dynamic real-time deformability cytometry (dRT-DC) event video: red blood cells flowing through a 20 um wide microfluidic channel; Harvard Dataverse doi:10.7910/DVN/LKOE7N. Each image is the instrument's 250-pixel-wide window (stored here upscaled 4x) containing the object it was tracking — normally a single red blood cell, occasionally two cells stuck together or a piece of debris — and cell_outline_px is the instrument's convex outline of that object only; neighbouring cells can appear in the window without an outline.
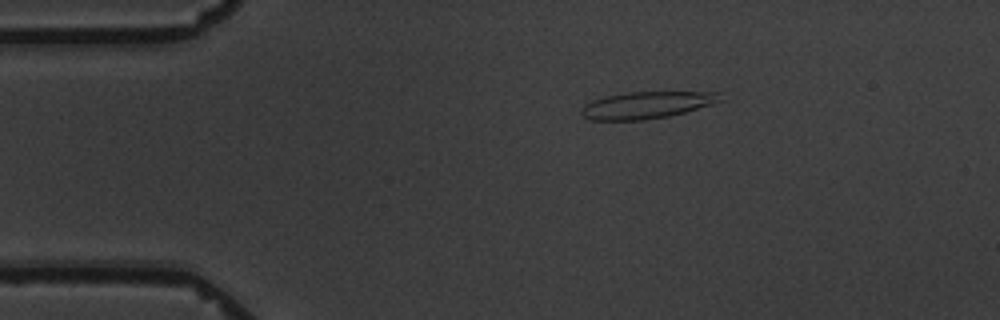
{"species": "common noctule bat (a hibernating species)", "species_latin": "Nyctalus noctula", "temperature_condition": "warm", "stored_images_in_passage": 7, "camera_frame_rate_fps": 3000, "um_per_image_px": 0.085, "animal": {"sex": "male", "body_mass_g": 19.5, "forearm_length_mm": 54.6}, "frame": {"image": 1, "passage_image": 2, "time_ms": 1.333, "image_size_px": [1000, 320], "cell_outline_px": [[724, 100], [712, 104], [684, 112], [668, 116], [644, 120], [592, 120], [584, 116], [580, 112], [584, 104], [592, 100], [604, 96], [628, 92], [720, 92]], "centroid_in_image_um": [54.97, 8.92], "position_along_channel_um": 30.0, "area_um2": 21.79}}
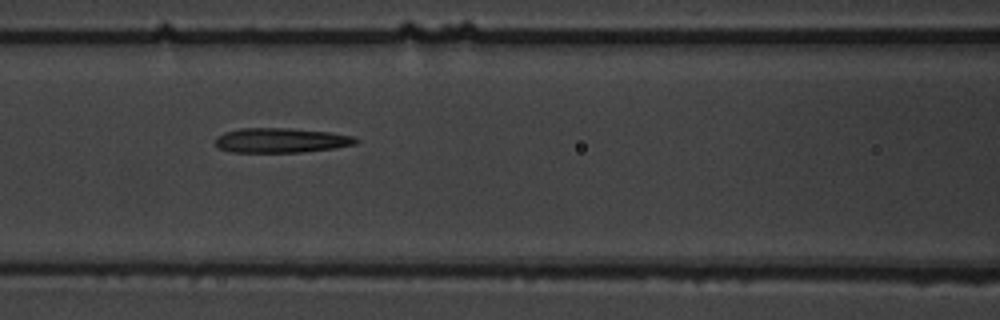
{"frame": {"image": 2, "passage_image": 6, "time_ms": 6.0, "image_size_px": [1000, 320], "cell_outline_px": [[360, 140], [356, 144], [336, 148], [300, 152], [232, 152], [220, 148], [216, 144], [216, 136], [224, 132], [240, 128], [292, 128], [328, 132], [352, 136]], "centroid_in_image_um": [23.9, 11.92], "position_along_channel_um": 142.7, "area_um2": 20.23}}
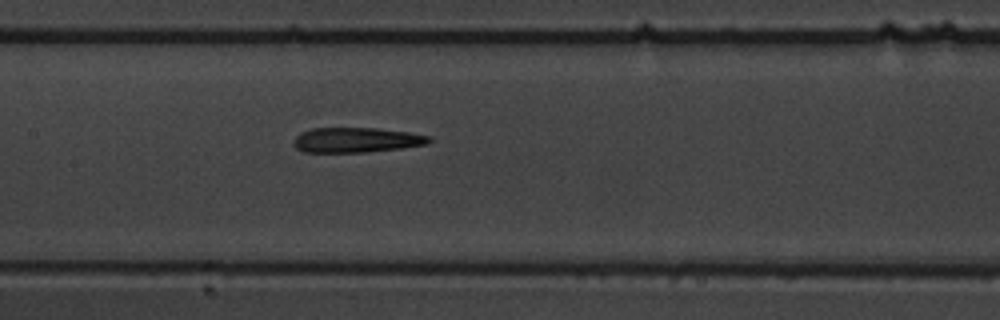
{"frame": {"image": 3, "passage_image": 7, "time_ms": 7.0, "image_size_px": [1000, 320], "cell_outline_px": [[432, 140], [428, 144], [400, 148], [368, 152], [304, 152], [296, 148], [292, 144], [292, 140], [300, 132], [312, 128], [376, 128], [408, 132], [432, 136]], "centroid_in_image_um": [30.28, 11.9], "position_along_channel_um": 177.1, "area_um2": 19.88}}